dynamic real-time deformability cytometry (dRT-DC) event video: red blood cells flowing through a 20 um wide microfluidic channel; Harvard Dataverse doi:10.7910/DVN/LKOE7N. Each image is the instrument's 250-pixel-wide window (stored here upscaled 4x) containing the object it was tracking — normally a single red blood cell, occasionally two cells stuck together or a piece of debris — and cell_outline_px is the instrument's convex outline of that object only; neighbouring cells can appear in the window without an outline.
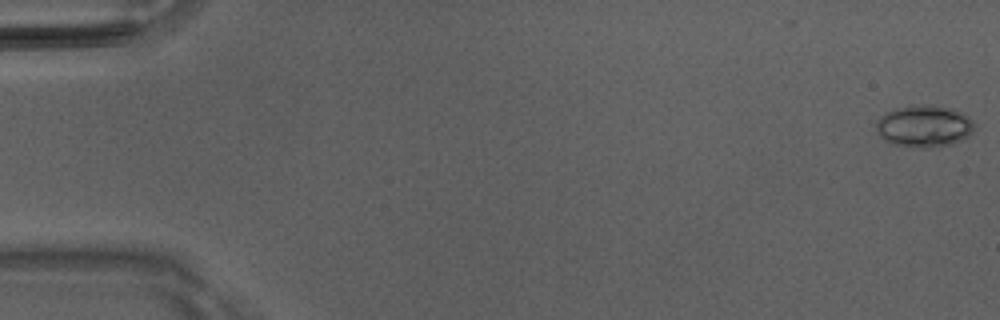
{"species": "Egyptian fruit bat (a non-hibernating species)", "species_latin": "Rousettus aegyptiacus", "temperature_condition": "room temperature", "stored_images_in_passage": 51, "camera_frame_rate_fps": 3000, "um_per_image_px": 0.085, "animal": {"sex": "male"}, "frame": {"image": 1, "passage_image": 1, "time_ms": 0.0, "image_size_px": [1000, 320], "cell_outline_px": [[976, 124], [972, 132], [968, 136], [952, 144], [932, 148], [912, 148], [892, 144], [880, 136], [876, 132], [876, 120], [884, 112], [896, 108], [912, 104], [932, 104], [964, 112]], "centroid_in_image_um": [78.53, 10.72], "position_along_channel_um": 6.5, "area_um2": 24.62}}
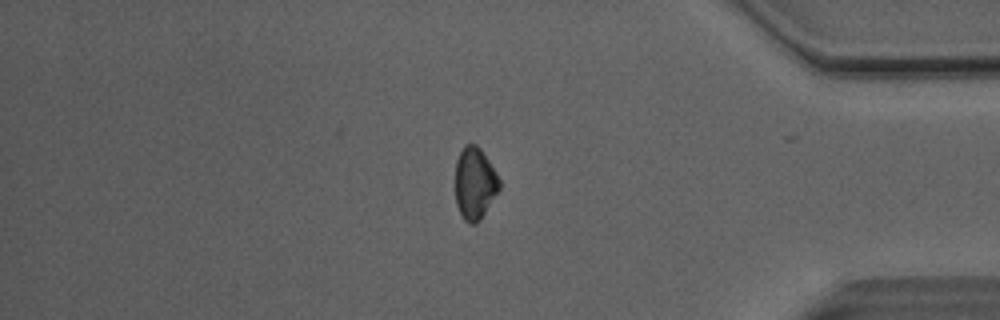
{"frame": {"image": 2, "passage_image": 43, "time_ms": 14.0, "image_size_px": [1000, 320], "cell_outline_px": [[500, 188], [480, 220], [476, 224], [468, 224], [464, 220], [456, 204], [456, 160], [464, 144], [476, 144], [480, 148], [496, 172], [500, 180]], "centroid_in_image_um": [40.35, 15.59], "position_along_channel_um": 394.8, "area_um2": 18.44}}
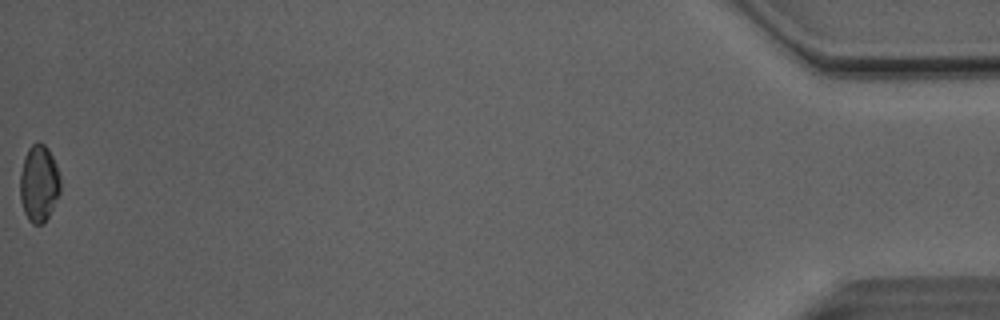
{"frame": {"image": 3, "passage_image": 51, "time_ms": 16.667, "image_size_px": [1000, 320], "cell_outline_px": [[60, 192], [48, 216], [40, 224], [32, 224], [28, 220], [24, 212], [20, 200], [20, 172], [24, 156], [28, 148], [36, 140], [40, 140], [48, 148], [56, 164], [60, 176]], "centroid_in_image_um": [3.29, 15.54], "position_along_channel_um": 431.9, "area_um2": 18.21}, "authors_computed_cell_mechanics": {"area_um2": 19.0162, "velocity_mm_per_s": 4.119, "shape_relaxation_time_tau1_ms": 5.8906, "shape_relaxation_time_tau2_ms": null, "deformation_change_tau1": 0.122, "deformation_change_tau2": null}}